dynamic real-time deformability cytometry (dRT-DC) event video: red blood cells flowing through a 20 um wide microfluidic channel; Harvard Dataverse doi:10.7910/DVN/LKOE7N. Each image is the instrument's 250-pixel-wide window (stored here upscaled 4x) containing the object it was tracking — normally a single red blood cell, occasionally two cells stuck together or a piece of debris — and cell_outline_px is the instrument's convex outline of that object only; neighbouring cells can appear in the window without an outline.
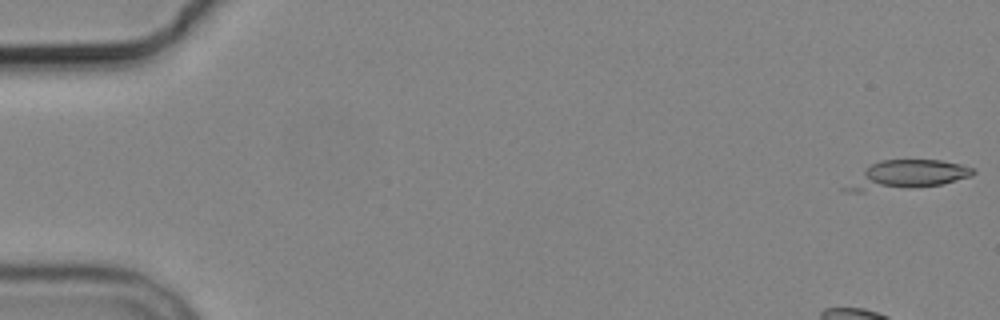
{"species": "common noctule bat (a hibernating species)", "species_latin": "Nyctalus noctula", "temperature_condition": "cold", "stored_images_in_passage": 4, "camera_frame_rate_fps": 3000, "um_per_image_px": 0.085, "animal": {"sex": "male", "body_mass_g": 19.2, "forearm_length_mm": 51.8}, "frame": {"image": 1, "passage_image": 1, "time_ms": 0.0, "image_size_px": [1000, 320], "cell_outline_px": [[976, 172], [972, 176], [944, 184], [908, 188], [864, 192], [844, 192], [840, 188], [872, 164], [880, 160], [940, 160], [960, 164], [976, 168]], "centroid_in_image_um": [77.09, 14.89], "position_along_channel_um": 7.9, "area_um2": 21.44}}